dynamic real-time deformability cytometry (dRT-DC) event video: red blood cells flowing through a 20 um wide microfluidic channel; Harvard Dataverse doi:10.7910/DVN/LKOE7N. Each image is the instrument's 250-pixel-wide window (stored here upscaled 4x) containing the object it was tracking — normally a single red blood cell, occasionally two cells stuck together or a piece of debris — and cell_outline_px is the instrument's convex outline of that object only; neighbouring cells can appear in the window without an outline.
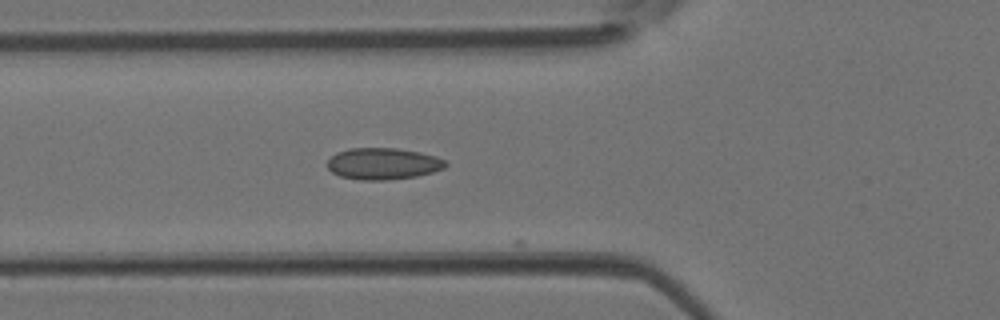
{"species": "Egyptian fruit bat (a non-hibernating species)", "species_latin": "Rousettus aegyptiacus", "temperature_condition": "room temperature", "stored_images_in_passage": 19, "camera_frame_rate_fps": 3000, "um_per_image_px": 0.085, "animal": {"sex": "female"}, "frame": {"image": 1, "passage_image": 16, "time_ms": 5.0, "image_size_px": [1000, 320], "cell_outline_px": [[448, 164], [444, 168], [432, 172], [416, 176], [388, 180], [360, 180], [340, 176], [332, 172], [328, 168], [328, 160], [336, 152], [348, 148], [396, 148], [420, 152], [436, 156], [444, 160]], "centroid_in_image_um": [32.55, 13.91], "position_along_channel_um": 93.2, "area_um2": 21.79}}
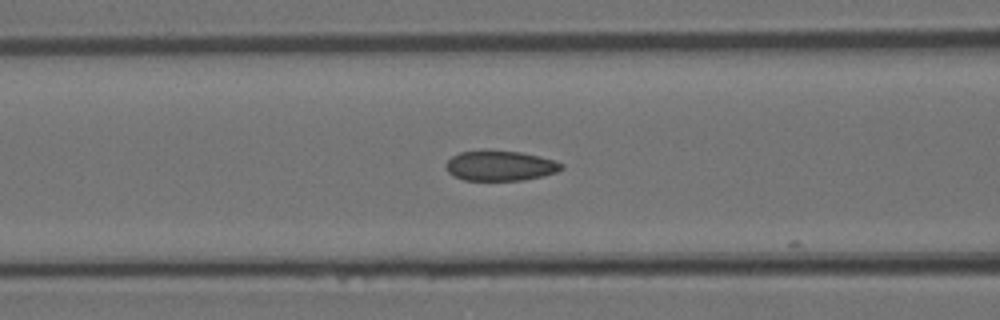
{"frame": {"image": 2, "passage_image": 18, "time_ms": 5.667, "image_size_px": [1000, 320], "cell_outline_px": [[564, 168], [556, 172], [524, 180], [464, 180], [452, 176], [444, 168], [444, 164], [452, 156], [460, 152], [484, 148], [488, 148], [520, 152], [540, 156], [564, 164]], "centroid_in_image_um": [42.45, 14.05], "position_along_channel_um": 124.2, "area_um2": 20.81}}